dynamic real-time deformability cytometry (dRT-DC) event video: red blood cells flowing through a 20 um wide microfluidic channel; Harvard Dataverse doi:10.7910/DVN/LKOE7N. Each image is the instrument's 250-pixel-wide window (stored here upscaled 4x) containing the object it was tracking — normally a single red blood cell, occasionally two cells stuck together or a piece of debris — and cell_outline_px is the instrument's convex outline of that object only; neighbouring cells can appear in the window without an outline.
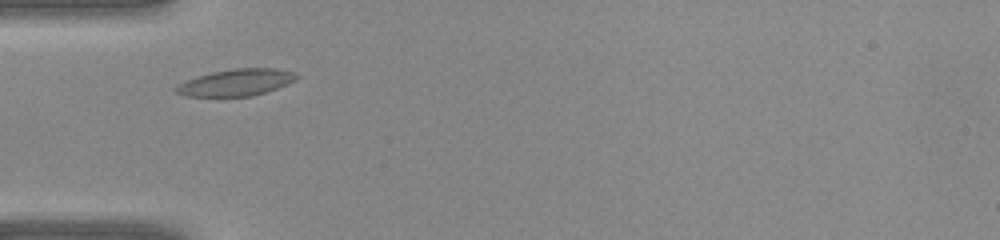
{"species": "common noctule bat (a hibernating species)", "species_latin": "Nyctalus noctula", "temperature_condition": "warm", "stored_images_in_passage": 32, "camera_frame_rate_fps": 3000, "um_per_image_px": 0.085, "animal": {"sex": "female", "body_mass_g": 22.0, "forearm_length_mm": 56.7}, "frame": {"image": 1, "passage_image": 4, "time_ms": 1.0, "image_size_px": [1000, 240], "cell_outline_px": [[300, 76], [296, 80], [288, 84], [252, 96], [184, 96], [176, 92], [172, 88], [188, 80], [212, 72], [236, 68], [276, 68], [296, 72]], "centroid_in_image_um": [20.12, 7.0], "position_along_channel_um": 64.9, "area_um2": 18.67}}
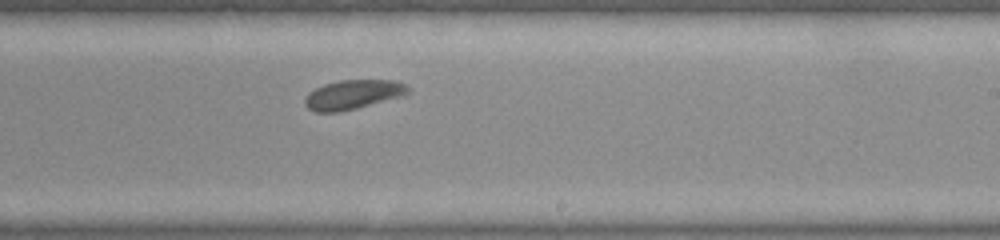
{"frame": {"image": 2, "passage_image": 16, "time_ms": 5.0, "image_size_px": [1000, 240], "cell_outline_px": [[408, 92], [404, 96], [340, 112], [316, 112], [308, 108], [304, 104], [304, 100], [308, 92], [324, 84], [340, 80], [396, 80], [404, 84], [408, 88]], "centroid_in_image_um": [29.98, 8.04], "position_along_channel_um": 259.0, "area_um2": 17.63}}
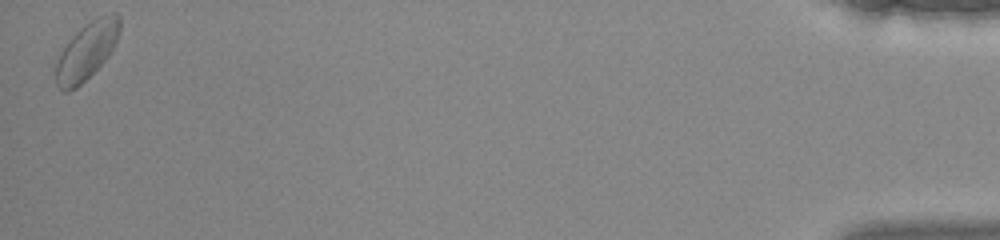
{"frame": {"image": 3, "passage_image": 32, "time_ms": 10.333, "image_size_px": [1000, 240], "cell_outline_px": [[120, 28], [116, 44], [112, 52], [76, 88], [68, 92], [64, 92], [56, 84], [56, 64], [60, 52], [72, 36], [84, 24], [96, 16], [112, 12], [116, 12], [120, 16]], "centroid_in_image_um": [7.39, 4.28], "position_along_channel_um": 427.8, "area_um2": 21.39}}